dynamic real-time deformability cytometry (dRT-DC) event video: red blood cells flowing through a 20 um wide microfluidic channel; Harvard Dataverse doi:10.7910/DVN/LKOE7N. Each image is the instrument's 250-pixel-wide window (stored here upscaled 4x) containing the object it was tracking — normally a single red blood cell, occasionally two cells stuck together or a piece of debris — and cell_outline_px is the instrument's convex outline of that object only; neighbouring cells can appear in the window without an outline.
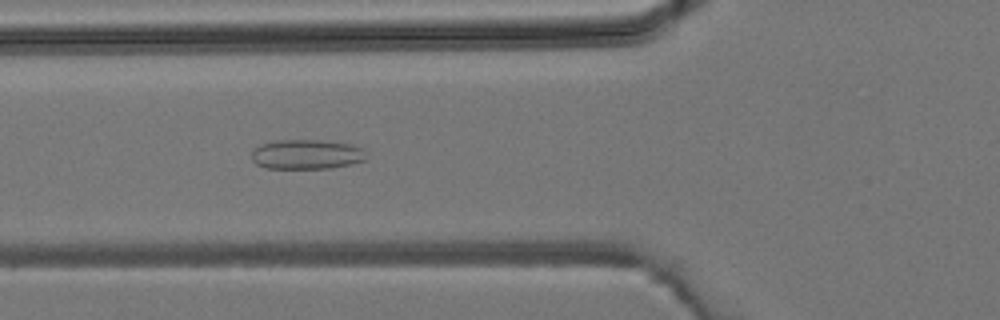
{"species": "common noctule bat (a hibernating species)", "species_latin": "Nyctalus noctula", "temperature_condition": "room temperature", "stored_images_in_passage": 44, "camera_frame_rate_fps": 3000, "um_per_image_px": 0.085, "animal": {"sex": "male", "body_mass_g": 19.2, "forearm_length_mm": 51.8}, "frame": {"image": 1, "passage_image": 16, "time_ms": 5.0, "image_size_px": [1000, 320], "cell_outline_px": [[368, 156], [364, 160], [332, 168], [264, 168], [256, 164], [252, 160], [252, 152], [260, 144], [276, 140], [320, 140], [352, 144], [364, 148]], "centroid_in_image_um": [26.08, 13.11], "position_along_channel_um": 99.7, "area_um2": 19.94}}
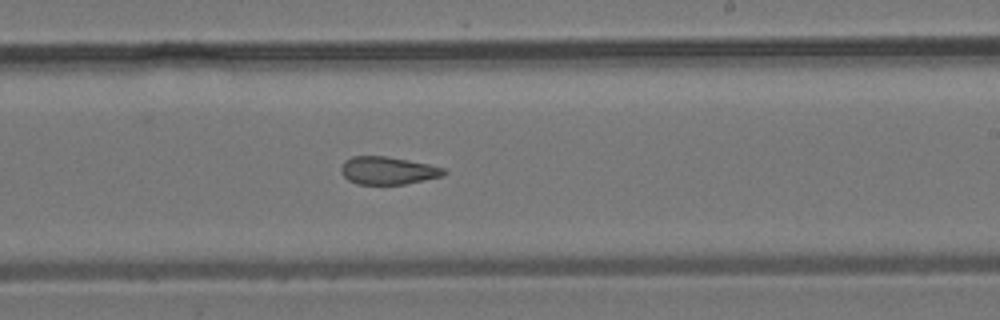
{"frame": {"image": 2, "passage_image": 26, "time_ms": 8.333, "image_size_px": [1000, 320], "cell_outline_px": [[448, 172], [444, 176], [404, 184], [356, 184], [348, 180], [344, 176], [340, 168], [344, 160], [352, 156], [384, 156], [408, 160], [428, 164], [444, 168]], "centroid_in_image_um": [32.97, 14.5], "position_along_channel_um": 256.0, "area_um2": 16.65}}
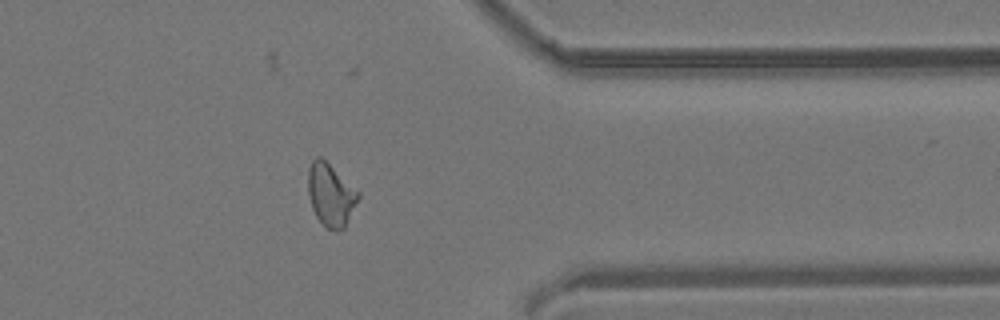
{"frame": {"image": 3, "passage_image": 35, "time_ms": 11.333, "image_size_px": [1000, 320], "cell_outline_px": [[360, 196], [344, 228], [324, 228], [316, 216], [312, 208], [308, 192], [308, 168], [312, 160], [316, 156], [320, 156], [360, 192]], "centroid_in_image_um": [28.09, 16.54], "position_along_channel_um": 383.3, "area_um2": 18.09}}